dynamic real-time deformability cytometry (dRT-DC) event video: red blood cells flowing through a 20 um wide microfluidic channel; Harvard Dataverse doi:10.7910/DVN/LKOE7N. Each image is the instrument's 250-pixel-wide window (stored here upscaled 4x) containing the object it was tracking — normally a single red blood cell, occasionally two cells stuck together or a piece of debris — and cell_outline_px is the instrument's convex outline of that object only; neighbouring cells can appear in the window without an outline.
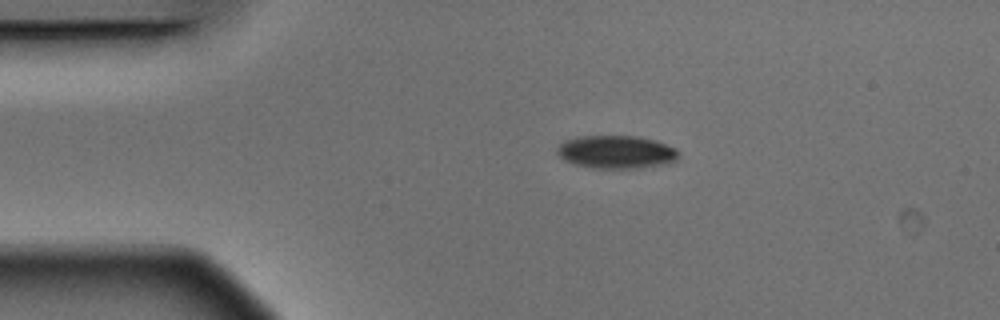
{"species": "Egyptian fruit bat (a non-hibernating species)", "species_latin": "Rousettus aegyptiacus", "temperature_condition": "warm", "stored_images_in_passage": 5, "camera_frame_rate_fps": 3000, "um_per_image_px": 0.085, "animal": {"sex": "male"}, "frame": {"image": 1, "passage_image": 2, "time_ms": 0.333, "image_size_px": [1000, 320], "cell_outline_px": [[680, 152], [676, 160], [668, 164], [636, 168], [592, 168], [572, 164], [564, 160], [556, 152], [556, 148], [564, 140], [580, 136], [640, 136], [656, 140], [676, 148]], "centroid_in_image_um": [52.39, 12.92], "position_along_channel_um": 32.6, "area_um2": 23.7}}
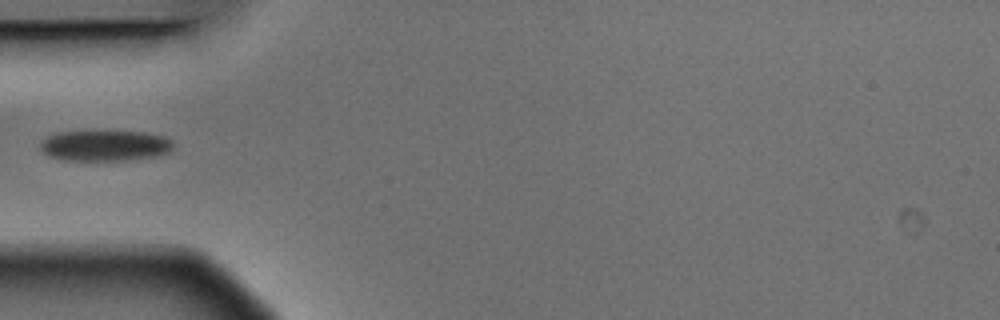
{"frame": {"image": 2, "passage_image": 4, "time_ms": 1.0, "image_size_px": [1000, 320], "cell_outline_px": [[172, 152], [160, 156], [124, 160], [64, 160], [48, 156], [40, 148], [40, 144], [48, 136], [56, 132], [96, 128], [144, 132], [164, 136], [172, 140]], "centroid_in_image_um": [8.93, 12.32], "position_along_channel_um": 76.1, "area_um2": 25.03}}
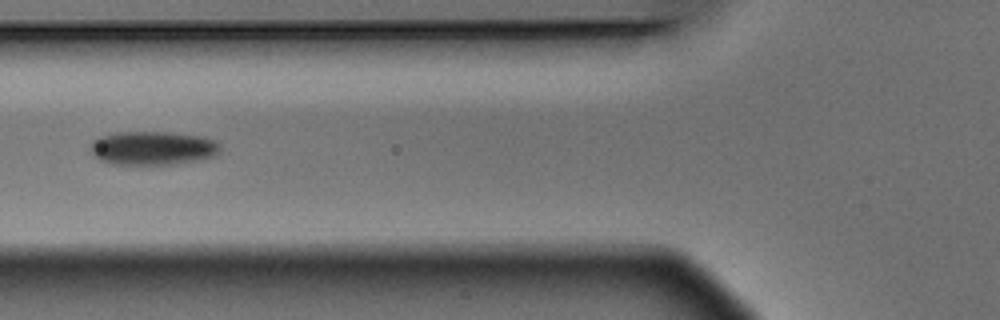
{"frame": {"image": 3, "passage_image": 5, "time_ms": 1.333, "image_size_px": [1000, 320], "cell_outline_px": [[220, 152], [216, 156], [176, 164], [112, 164], [100, 160], [92, 152], [92, 140], [100, 136], [116, 132], [172, 132], [204, 136], [216, 140], [220, 144]], "centroid_in_image_um": [13.04, 12.57], "position_along_channel_um": 112.8, "area_um2": 25.66}}